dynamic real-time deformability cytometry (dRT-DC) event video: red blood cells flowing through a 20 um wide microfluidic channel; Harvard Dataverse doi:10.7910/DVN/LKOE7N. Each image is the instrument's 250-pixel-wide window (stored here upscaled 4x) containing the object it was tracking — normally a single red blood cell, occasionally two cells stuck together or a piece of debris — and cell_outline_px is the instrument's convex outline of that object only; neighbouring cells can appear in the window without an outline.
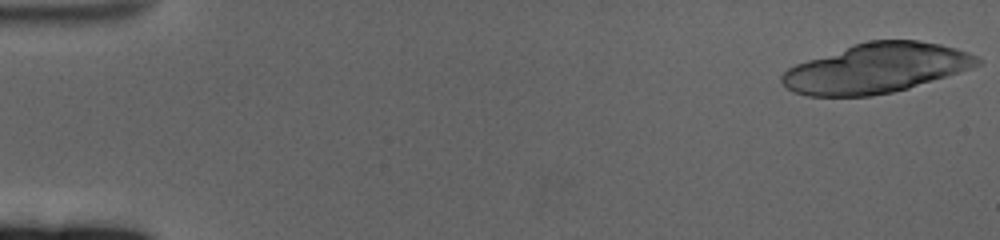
{"species": "human", "species_latin": "Homo sapiens", "temperature_condition": "cold", "stored_images_in_passage": 46, "camera_frame_rate_fps": 3000, "um_per_image_px": 0.085, "donor": {"sex": "female"}, "frame": {"image": 1, "passage_image": 1, "time_ms": 0.0, "image_size_px": [1000, 240], "cell_outline_px": [[980, 64], [972, 68], [908, 88], [892, 92], [872, 96], [808, 96], [792, 92], [780, 80], [780, 76], [788, 68], [796, 64], [856, 44], [872, 40], [916, 40], [940, 44], [956, 48], [968, 52], [976, 56], [980, 60]], "centroid_in_image_um": [74.49, 5.81], "position_along_channel_um": 10.5, "area_um2": 55.89}}